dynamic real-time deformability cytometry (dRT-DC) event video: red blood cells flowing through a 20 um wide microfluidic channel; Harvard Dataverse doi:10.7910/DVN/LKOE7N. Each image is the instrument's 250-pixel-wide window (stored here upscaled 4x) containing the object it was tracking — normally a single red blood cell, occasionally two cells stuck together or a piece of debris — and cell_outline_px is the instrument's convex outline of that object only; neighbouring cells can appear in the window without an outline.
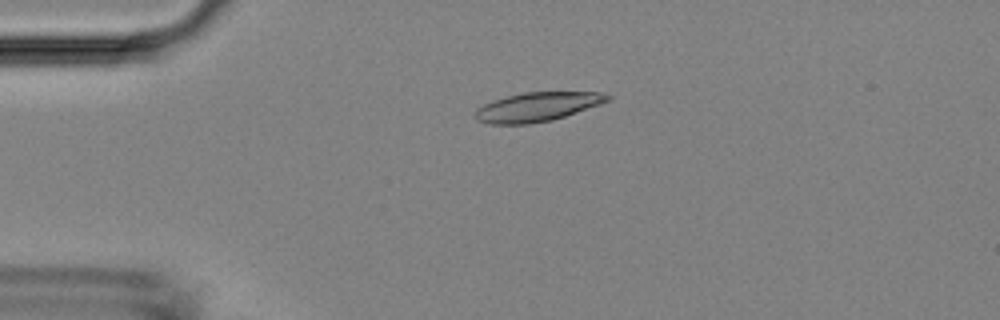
{"species": "Egyptian fruit bat (a non-hibernating species)", "species_latin": "Rousettus aegyptiacus", "temperature_condition": "room temperature", "stored_images_in_passage": 5, "camera_frame_rate_fps": 3000, "um_per_image_px": 0.085, "animal": {"sex": "female"}, "frame": {"image": 1, "passage_image": 4, "time_ms": 3.333, "image_size_px": [1000, 320], "cell_outline_px": [[612, 100], [552, 120], [528, 124], [488, 124], [476, 120], [476, 108], [492, 100], [524, 92], [600, 92], [612, 96]], "centroid_in_image_um": [45.67, 9.08], "position_along_channel_um": 39.3, "area_um2": 22.37}}